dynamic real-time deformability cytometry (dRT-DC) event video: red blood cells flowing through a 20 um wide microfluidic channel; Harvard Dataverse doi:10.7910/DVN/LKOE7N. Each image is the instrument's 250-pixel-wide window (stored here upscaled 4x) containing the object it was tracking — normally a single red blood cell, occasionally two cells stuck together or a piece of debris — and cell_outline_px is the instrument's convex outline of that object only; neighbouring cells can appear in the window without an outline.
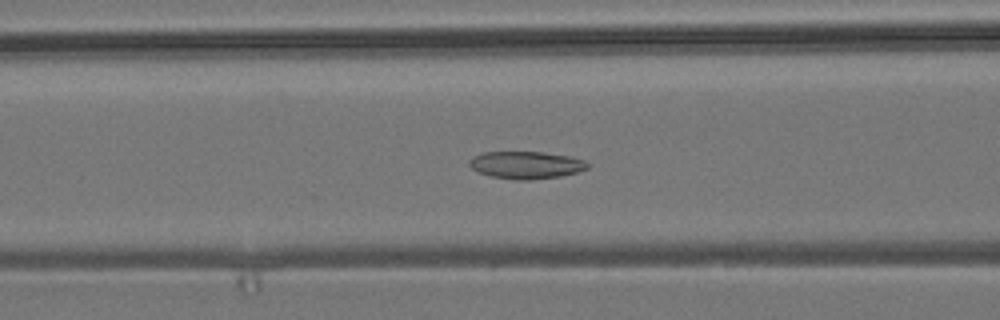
{"species": "common noctule bat (a hibernating species)", "species_latin": "Nyctalus noctula", "temperature_condition": "room temperature", "stored_images_in_passage": 54, "camera_frame_rate_fps": 3000, "um_per_image_px": 0.085, "animal": {"sex": "male", "body_mass_g": 19.2, "forearm_length_mm": 51.8}, "frame": {"image": 1, "passage_image": 22, "time_ms": 7.0, "image_size_px": [1000, 320], "cell_outline_px": [[588, 168], [576, 172], [560, 176], [528, 180], [516, 180], [492, 176], [480, 172], [472, 168], [468, 164], [468, 160], [472, 156], [484, 152], [544, 152], [572, 156], [584, 160], [588, 164]], "centroid_in_image_um": [44.71, 14.01], "position_along_channel_um": 121.9, "area_um2": 18.84}}
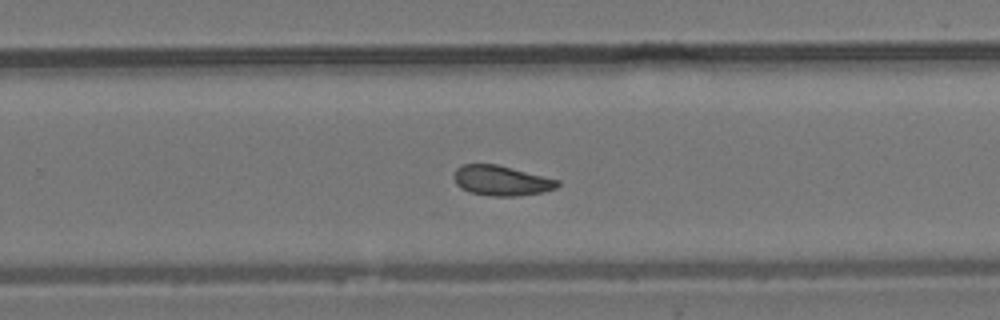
{"frame": {"image": 2, "passage_image": 35, "time_ms": 11.333, "image_size_px": [1000, 320], "cell_outline_px": [[560, 184], [556, 188], [544, 192], [516, 196], [492, 196], [468, 192], [460, 188], [456, 184], [452, 176], [456, 168], [460, 164], [496, 164], [560, 180]], "centroid_in_image_um": [42.58, 15.35], "position_along_channel_um": 287.2, "area_um2": 18.32}}
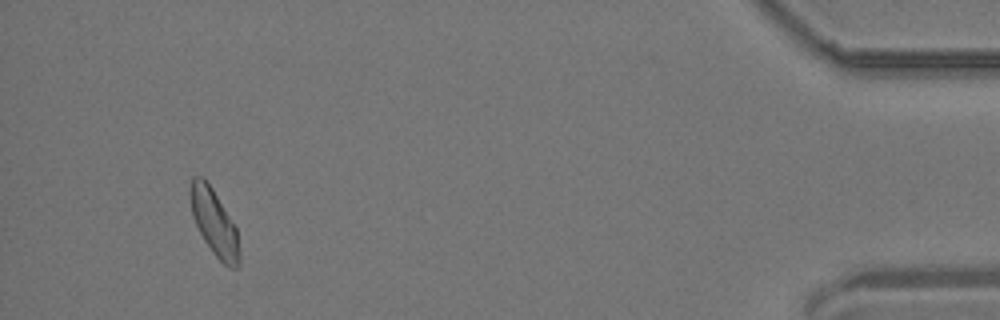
{"frame": {"image": 3, "passage_image": 51, "time_ms": 16.667, "image_size_px": [1000, 320], "cell_outline_px": [[240, 264], [236, 268], [228, 268], [212, 252], [204, 240], [192, 216], [188, 192], [192, 176], [204, 176], [212, 188], [236, 228], [240, 256]], "centroid_in_image_um": [18.18, 18.89], "position_along_channel_um": 417.0, "area_um2": 18.96}, "authors_computed_cell_mechanics": {"area_um2": 18.9584, "velocity_mm_per_s": 3.8294, "shape_relaxation_time_tau1_ms": null, "shape_relaxation_time_tau2_ms": 3.414, "deformation_change_tau1": null, "deformation_change_tau2": 0.0815}}